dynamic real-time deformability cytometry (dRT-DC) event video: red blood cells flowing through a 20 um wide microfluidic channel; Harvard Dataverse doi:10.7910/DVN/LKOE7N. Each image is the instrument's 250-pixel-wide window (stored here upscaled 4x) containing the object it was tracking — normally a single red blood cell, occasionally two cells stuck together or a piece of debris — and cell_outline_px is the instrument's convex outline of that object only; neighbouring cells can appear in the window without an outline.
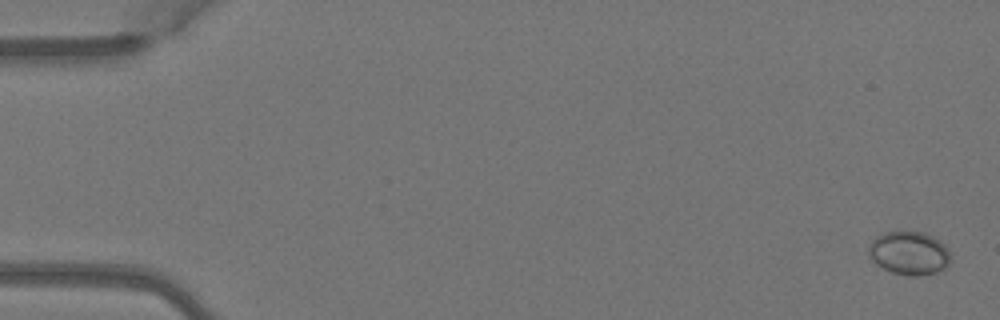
{"species": "Egyptian fruit bat (a non-hibernating species)", "species_latin": "Rousettus aegyptiacus", "temperature_condition": "warm", "stored_images_in_passage": 5, "camera_frame_rate_fps": 3000, "um_per_image_px": 0.085, "animal": {"sex": "female"}, "frame": {"image": 1, "passage_image": 1, "time_ms": 0.0, "image_size_px": [1000, 320], "cell_outline_px": [[952, 260], [944, 268], [936, 272], [920, 276], [908, 276], [892, 272], [876, 264], [868, 256], [868, 248], [872, 240], [876, 236], [884, 232], [924, 232], [940, 240], [948, 248], [952, 256]], "centroid_in_image_um": [77.3, 21.52], "position_along_channel_um": 7.7, "area_um2": 20.98}}
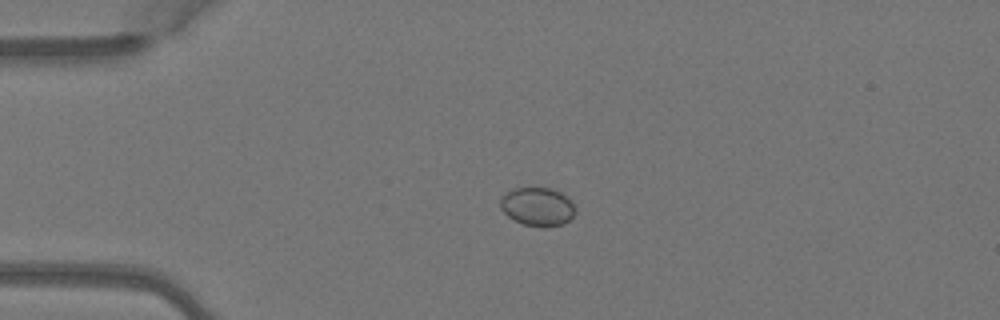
{"frame": {"image": 2, "passage_image": 4, "time_ms": 1.0, "image_size_px": [1000, 320], "cell_outline_px": [[576, 212], [564, 224], [548, 228], [544, 228], [524, 224], [512, 220], [500, 208], [500, 200], [512, 188], [552, 188], [560, 192], [572, 200], [576, 208]], "centroid_in_image_um": [45.72, 17.58], "position_along_channel_um": 39.3, "area_um2": 17.05}}